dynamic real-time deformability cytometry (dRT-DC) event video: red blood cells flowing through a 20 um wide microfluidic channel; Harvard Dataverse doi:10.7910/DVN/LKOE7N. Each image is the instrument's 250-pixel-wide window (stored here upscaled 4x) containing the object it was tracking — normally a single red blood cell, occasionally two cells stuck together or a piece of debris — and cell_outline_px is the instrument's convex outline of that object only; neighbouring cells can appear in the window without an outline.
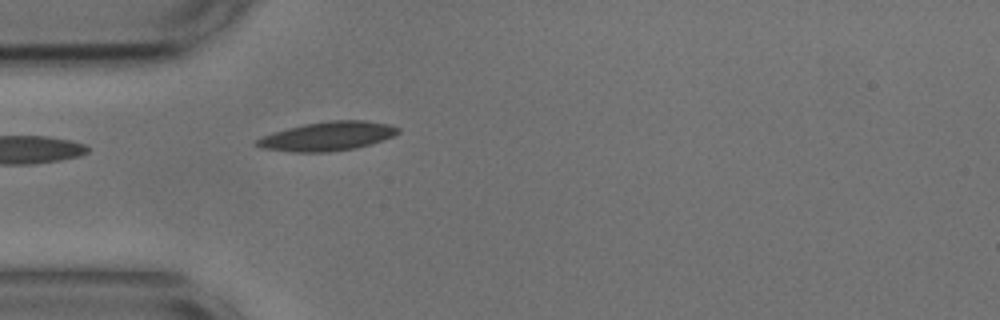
{"species": "common noctule bat (a hibernating species)", "species_latin": "Nyctalus noctula", "temperature_condition": "cold", "stored_images_in_passage": 4, "camera_frame_rate_fps": 3000, "um_per_image_px": 0.085, "animal": {"sex": "male", "body_mass_g": 17.9, "forearm_length_mm": 54.2}, "frame": {"image": 1, "passage_image": 1, "time_ms": 0.0, "image_size_px": [1000, 320], "cell_outline_px": [[400, 132], [392, 136], [372, 144], [356, 148], [328, 152], [292, 152], [260, 148], [252, 144], [256, 140], [272, 132], [304, 124], [328, 120], [364, 120], [388, 124], [400, 128]], "centroid_in_image_um": [27.82, 11.58], "position_along_channel_um": 57.2, "area_um2": 23.99}}